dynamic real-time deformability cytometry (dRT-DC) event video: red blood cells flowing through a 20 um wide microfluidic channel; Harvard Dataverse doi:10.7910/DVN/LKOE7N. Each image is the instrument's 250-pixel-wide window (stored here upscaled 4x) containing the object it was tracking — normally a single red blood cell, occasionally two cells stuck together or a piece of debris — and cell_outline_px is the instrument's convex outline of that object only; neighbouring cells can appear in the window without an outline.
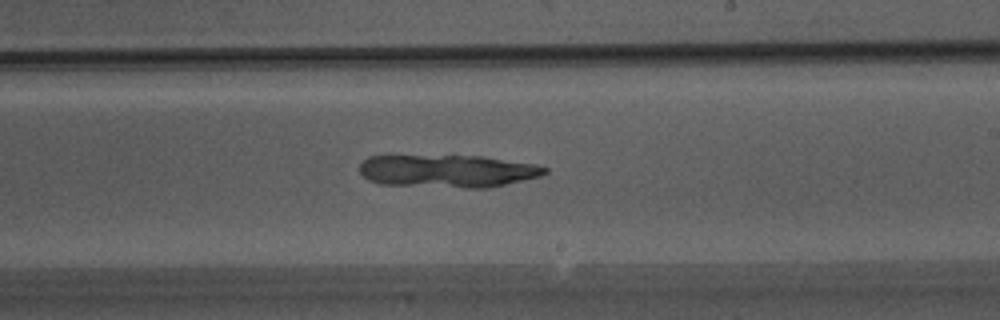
{"species": "Egyptian fruit bat (a non-hibernating species)", "species_latin": "Rousettus aegyptiacus", "temperature_condition": "warm", "stored_images_in_passage": 46, "camera_frame_rate_fps": 3000, "um_per_image_px": 0.085, "animal": {"sex": "male"}, "frame": {"image": 1, "passage_image": 27, "time_ms": 8.667, "image_size_px": [1000, 320], "cell_outline_px": [[548, 172], [540, 176], [488, 188], [468, 188], [380, 184], [368, 180], [360, 172], [360, 164], [368, 156], [480, 156], [536, 164], [548, 168]], "centroid_in_image_um": [38.05, 14.54], "position_along_channel_um": 251.0, "area_um2": 35.2}}
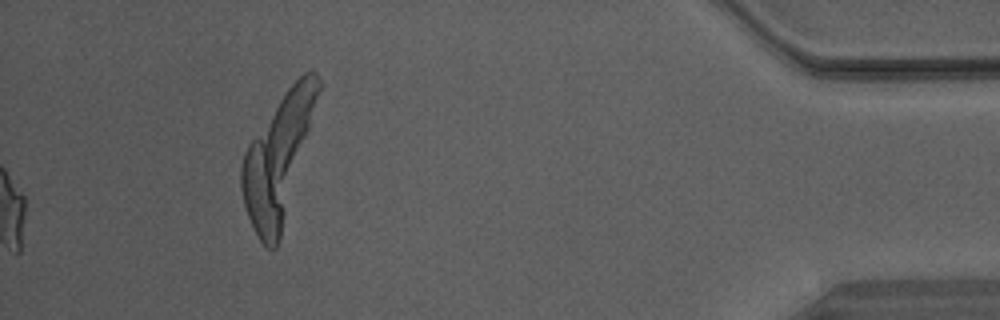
{"frame": {"image": 2, "passage_image": 46, "time_ms": 15.0, "image_size_px": [1000, 320], "cell_outline_px": [[320, 88], [280, 240], [276, 248], [264, 248], [248, 216], [244, 204], [240, 188], [240, 168], [244, 152], [248, 144], [284, 92], [304, 72], [312, 68], [316, 72], [320, 80]], "centroid_in_image_um": [23.61, 13.48], "position_along_channel_um": 411.6, "area_um2": 54.79}}